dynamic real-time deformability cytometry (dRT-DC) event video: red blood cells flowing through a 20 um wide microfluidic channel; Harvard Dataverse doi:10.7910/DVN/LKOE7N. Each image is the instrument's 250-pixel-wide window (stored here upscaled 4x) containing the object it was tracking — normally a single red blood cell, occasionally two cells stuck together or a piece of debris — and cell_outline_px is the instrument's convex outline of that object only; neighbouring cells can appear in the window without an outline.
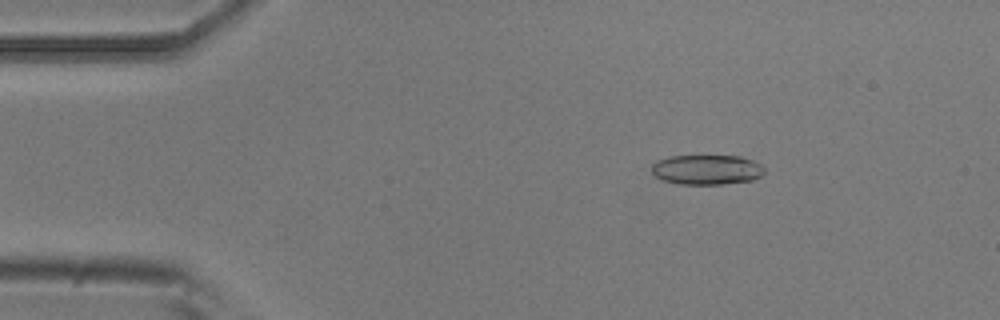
{"species": "common noctule bat (a hibernating species)", "species_latin": "Nyctalus noctula", "temperature_condition": "room temperature", "stored_images_in_passage": 3, "camera_frame_rate_fps": 3000, "um_per_image_px": 0.085, "animal": {"sex": "male", "body_mass_g": 20.5, "forearm_length_mm": 52.5}, "frame": {"image": 1, "passage_image": 1, "time_ms": 0.0, "image_size_px": [1000, 320], "cell_outline_px": [[764, 172], [760, 176], [752, 180], [724, 184], [680, 184], [664, 180], [656, 176], [652, 172], [652, 164], [656, 160], [668, 156], [740, 156], [752, 160], [760, 164], [764, 168]], "centroid_in_image_um": [60.06, 14.41], "position_along_channel_um": 24.9, "area_um2": 19.59}}